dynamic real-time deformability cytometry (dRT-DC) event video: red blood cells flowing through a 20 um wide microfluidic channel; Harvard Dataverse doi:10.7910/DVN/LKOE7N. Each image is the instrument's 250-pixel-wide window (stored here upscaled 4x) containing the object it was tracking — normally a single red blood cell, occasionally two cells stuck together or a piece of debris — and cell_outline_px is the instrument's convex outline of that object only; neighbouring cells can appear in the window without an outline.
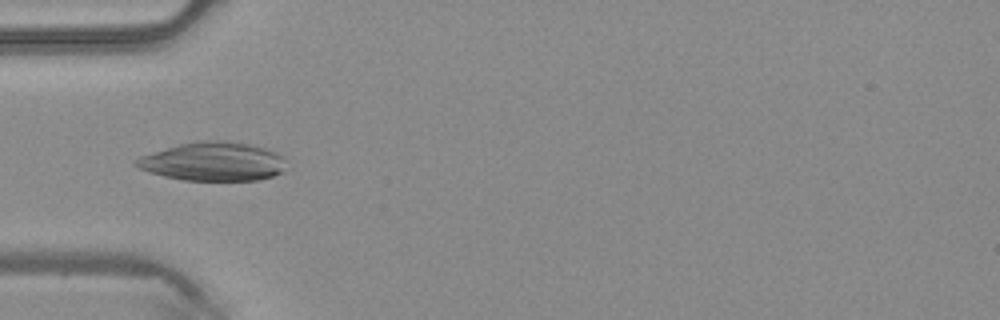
{"species": "common noctule bat (a hibernating species)", "species_latin": "Nyctalus noctula", "temperature_condition": "warm", "stored_images_in_passage": 46, "camera_frame_rate_fps": 3000, "um_per_image_px": 0.085, "animal": {"sex": "male", "body_mass_g": 20.4}, "frame": {"image": 1, "passage_image": 14, "time_ms": 4.333, "image_size_px": [1000, 320], "cell_outline_px": [[288, 160], [284, 172], [260, 180], [184, 180], [164, 176], [148, 172], [132, 164], [132, 160], [140, 156], [180, 144], [204, 140], [228, 140], [248, 144], [264, 148], [276, 152]], "centroid_in_image_um": [18.14, 13.73], "position_along_channel_um": 66.9, "area_um2": 34.1}}
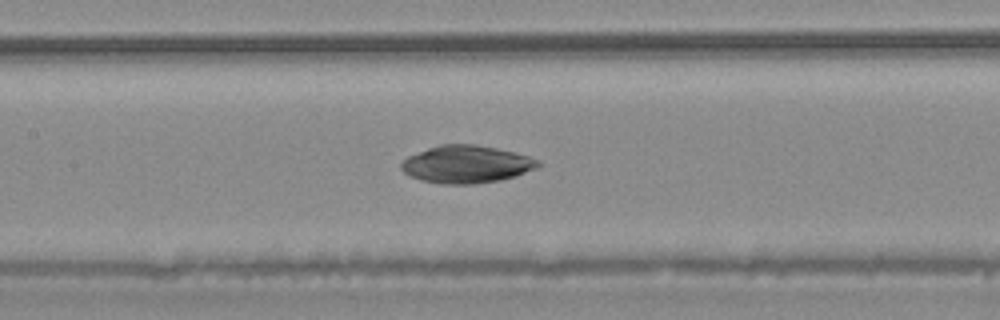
{"frame": {"image": 2, "passage_image": 21, "time_ms": 6.667, "image_size_px": [1000, 320], "cell_outline_px": [[544, 164], [536, 168], [516, 176], [500, 180], [472, 184], [440, 184], [420, 180], [404, 172], [400, 168], [400, 164], [408, 156], [428, 148], [440, 144], [476, 144], [496, 148], [528, 156], [540, 160]], "centroid_in_image_um": [39.66, 13.96], "position_along_channel_um": 167.7, "area_um2": 30.0}}
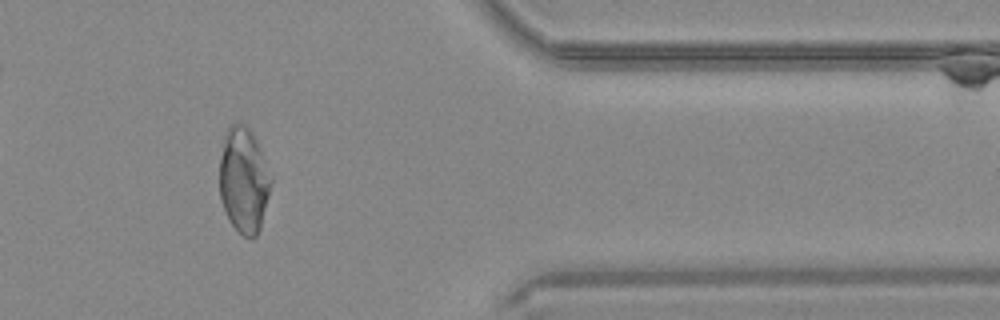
{"frame": {"image": 3, "passage_image": 38, "time_ms": 12.333, "image_size_px": [1000, 320], "cell_outline_px": [[272, 180], [260, 228], [256, 236], [244, 236], [232, 224], [220, 200], [220, 156], [224, 136], [228, 128], [232, 124], [244, 124], [252, 132], [260, 148], [272, 176]], "centroid_in_image_um": [20.72, 15.28], "position_along_channel_um": 390.7, "area_um2": 31.21}}